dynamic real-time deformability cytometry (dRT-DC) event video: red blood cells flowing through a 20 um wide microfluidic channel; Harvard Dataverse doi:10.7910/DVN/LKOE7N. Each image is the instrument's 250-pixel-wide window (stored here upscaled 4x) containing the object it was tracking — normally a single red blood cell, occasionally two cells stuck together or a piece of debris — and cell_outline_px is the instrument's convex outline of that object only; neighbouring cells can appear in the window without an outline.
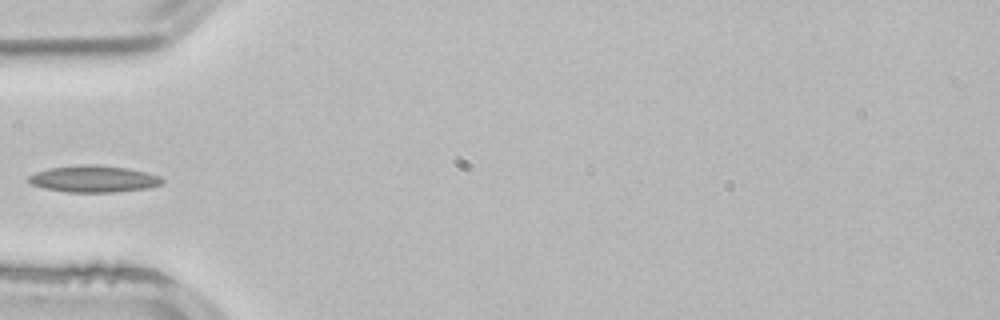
{"species": "common noctule bat (a hibernating species)", "species_latin": "Nyctalus noctula", "temperature_condition": "room temperature", "stored_images_in_passage": 3, "camera_frame_rate_fps": 3000, "um_per_image_px": 0.085, "animal": {"sex": "male", "body_mass_g": 21.5, "forearm_length_mm": 52.0}, "frame": {"image": 1, "passage_image": 3, "time_ms": 0.667, "image_size_px": [1000, 320], "cell_outline_px": [[164, 180], [160, 184], [148, 188], [112, 192], [64, 192], [44, 188], [32, 184], [28, 180], [28, 176], [36, 172], [48, 168], [80, 164], [96, 164], [128, 168], [160, 176]], "centroid_in_image_um": [7.93, 15.2], "position_along_channel_um": 77.1, "area_um2": 20.81}}